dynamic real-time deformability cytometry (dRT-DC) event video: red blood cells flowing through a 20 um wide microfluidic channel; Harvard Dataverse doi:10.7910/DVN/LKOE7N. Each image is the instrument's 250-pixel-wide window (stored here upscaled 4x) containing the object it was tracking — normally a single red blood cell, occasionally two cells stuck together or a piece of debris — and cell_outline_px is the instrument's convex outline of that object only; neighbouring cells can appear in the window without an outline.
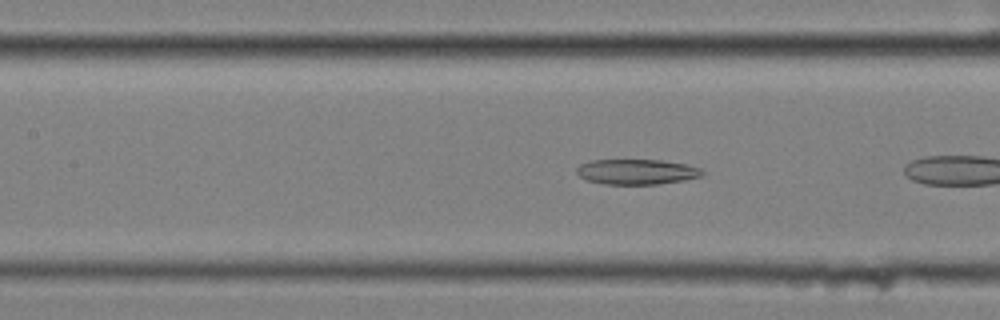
{"species": "common noctule bat (a hibernating species)", "species_latin": "Nyctalus noctula", "temperature_condition": "cold", "stored_images_in_passage": 11, "camera_frame_rate_fps": 3000, "um_per_image_px": 0.085, "animal": {"sex": "female", "body_mass_g": 25.1}, "frame": {"image": 1, "passage_image": 8, "time_ms": 2.333, "image_size_px": [1000, 320], "cell_outline_px": [[704, 172], [700, 176], [684, 180], [656, 184], [604, 184], [588, 180], [580, 176], [576, 172], [576, 168], [580, 164], [592, 160], [660, 160], [684, 164], [700, 168]], "centroid_in_image_um": [54.09, 14.6], "position_along_channel_um": 153.3, "area_um2": 18.26}}